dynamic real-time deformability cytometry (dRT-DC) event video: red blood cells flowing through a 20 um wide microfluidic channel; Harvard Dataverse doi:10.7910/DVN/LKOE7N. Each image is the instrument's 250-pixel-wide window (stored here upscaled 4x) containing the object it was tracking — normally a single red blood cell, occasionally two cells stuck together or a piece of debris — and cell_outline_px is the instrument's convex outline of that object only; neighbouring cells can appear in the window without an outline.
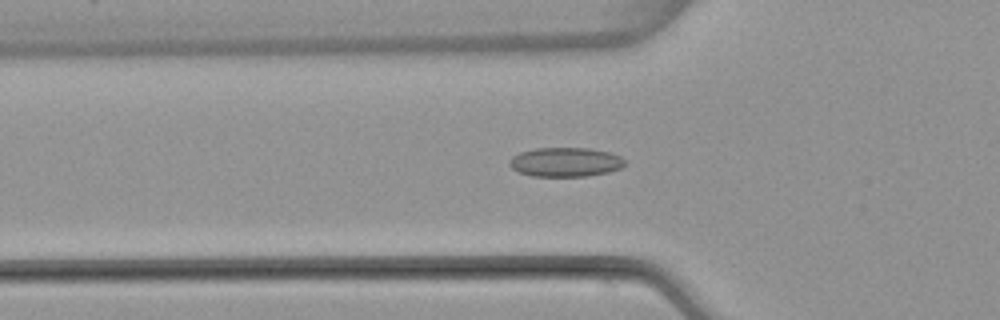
{"species": "common noctule bat (a hibernating species)", "species_latin": "Nyctalus noctula", "temperature_condition": "warm", "stored_images_in_passage": 45, "camera_frame_rate_fps": 3000, "um_per_image_px": 0.085, "animal": {"sex": "female", "body_mass_g": 22.7, "forearm_length_mm": 54.2}, "frame": {"image": 1, "passage_image": 11, "time_ms": 3.333, "image_size_px": [1000, 320], "cell_outline_px": [[624, 164], [620, 168], [608, 172], [584, 176], [532, 176], [520, 172], [512, 168], [508, 164], [508, 160], [512, 156], [520, 152], [536, 148], [588, 148], [608, 152], [620, 156], [624, 160]], "centroid_in_image_um": [48.02, 13.77], "position_along_channel_um": 77.8, "area_um2": 19.54}}
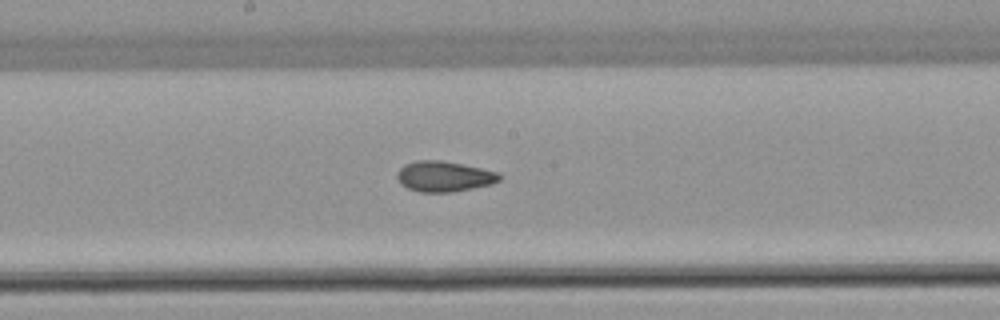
{"frame": {"image": 2, "passage_image": 21, "time_ms": 6.667, "image_size_px": [1000, 320], "cell_outline_px": [[500, 180], [492, 184], [472, 188], [448, 192], [420, 192], [408, 188], [400, 184], [396, 176], [396, 172], [404, 164], [416, 160], [440, 160], [480, 168], [496, 172], [500, 176]], "centroid_in_image_um": [37.68, 14.99], "position_along_channel_um": 210.5, "area_um2": 18.03}}
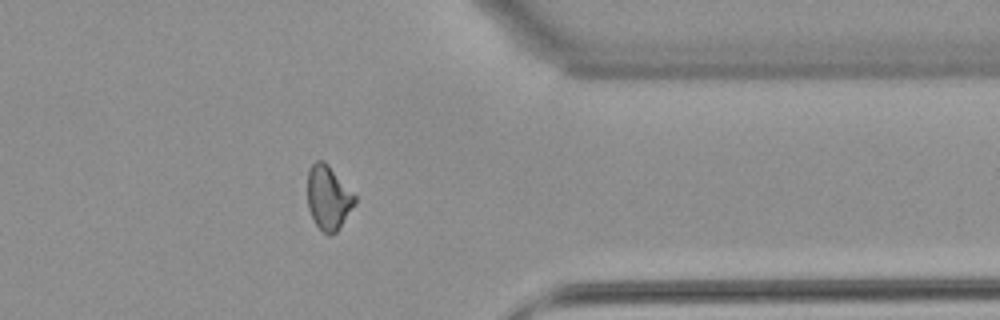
{"frame": {"image": 3, "passage_image": 35, "time_ms": 11.333, "image_size_px": [1000, 320], "cell_outline_px": [[356, 204], [336, 232], [328, 236], [316, 224], [308, 208], [308, 172], [312, 164], [316, 160], [324, 160], [328, 164], [356, 196]], "centroid_in_image_um": [27.92, 16.79], "position_along_channel_um": 383.5, "area_um2": 17.57}, "authors_computed_cell_mechanics": {"area_um2": 18.0914, "velocity_mm_per_s": 3.9572, "shape_relaxation_time_tau1_ms": null, "shape_relaxation_time_tau2_ms": 2.1873, "deformation_change_tau1": null, "deformation_change_tau2": 0.0863}}